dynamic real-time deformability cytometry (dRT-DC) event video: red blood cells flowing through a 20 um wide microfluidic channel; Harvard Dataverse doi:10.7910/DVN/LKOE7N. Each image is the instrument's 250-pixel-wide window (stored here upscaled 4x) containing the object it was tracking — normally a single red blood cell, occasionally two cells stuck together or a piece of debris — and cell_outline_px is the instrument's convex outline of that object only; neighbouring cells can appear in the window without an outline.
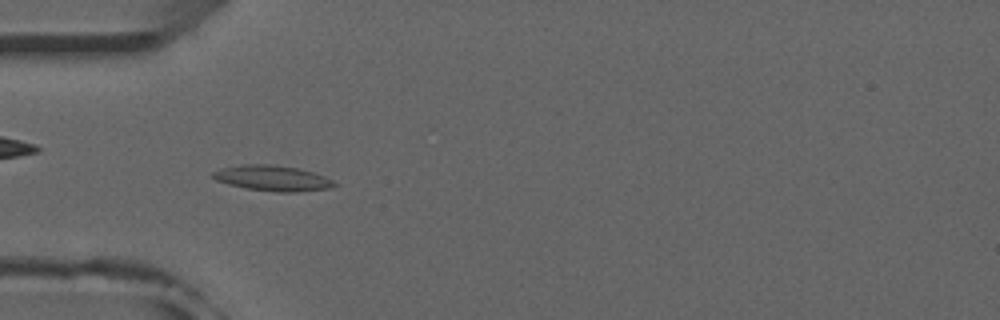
{"species": "common noctule bat (a hibernating species)", "species_latin": "Nyctalus noctula", "temperature_condition": "room temperature", "stored_images_in_passage": 51, "camera_frame_rate_fps": 3000, "um_per_image_px": 0.085, "animal": {"sex": "male", "forearm_length_mm": 52.5}, "frame": {"image": 1, "passage_image": 15, "time_ms": 4.667, "image_size_px": [1000, 320], "cell_outline_px": [[340, 184], [332, 188], [296, 192], [276, 192], [244, 188], [228, 184], [216, 180], [212, 176], [212, 172], [224, 168], [244, 164], [272, 164], [300, 168], [324, 176]], "centroid_in_image_um": [23.21, 15.15], "position_along_channel_um": 61.8, "area_um2": 18.15}}
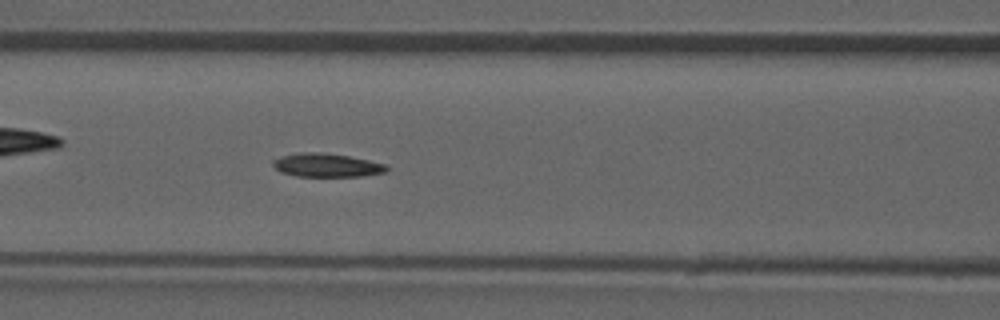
{"frame": {"image": 2, "passage_image": 21, "time_ms": 6.667, "image_size_px": [1000, 320], "cell_outline_px": [[388, 172], [360, 176], [296, 176], [280, 172], [272, 164], [272, 160], [280, 156], [296, 152], [324, 152], [348, 156], [388, 164]], "centroid_in_image_um": [27.76, 14.03], "position_along_channel_um": 138.8, "area_um2": 15.78}}
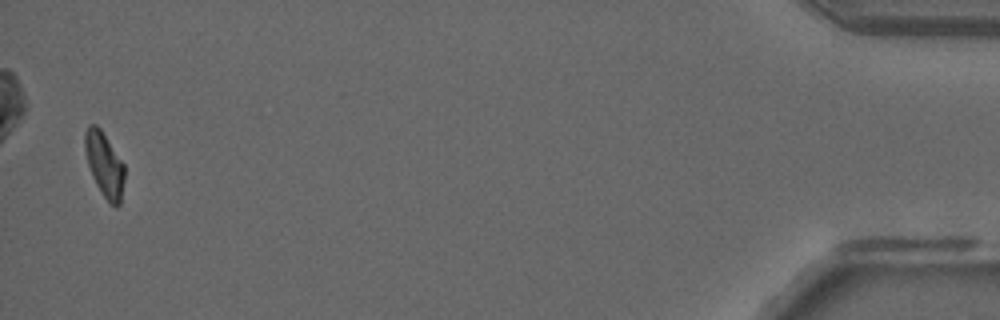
{"frame": {"image": 3, "passage_image": 50, "time_ms": 16.333, "image_size_px": [1000, 320], "cell_outline_px": [[124, 180], [120, 204], [116, 208], [108, 204], [96, 184], [92, 176], [88, 164], [84, 148], [84, 132], [88, 124], [96, 124], [100, 128], [124, 164]], "centroid_in_image_um": [8.86, 14.0], "position_along_channel_um": 426.3, "area_um2": 15.03}, "authors_computed_cell_mechanics": {"area_um2": 15.7794, "velocity_mm_per_s": 3.9231, "shape_relaxation_time_tau1_ms": null, "shape_relaxation_time_tau2_ms": 5.5388, "deformation_change_tau1": null, "deformation_change_tau2": 0.1164}}